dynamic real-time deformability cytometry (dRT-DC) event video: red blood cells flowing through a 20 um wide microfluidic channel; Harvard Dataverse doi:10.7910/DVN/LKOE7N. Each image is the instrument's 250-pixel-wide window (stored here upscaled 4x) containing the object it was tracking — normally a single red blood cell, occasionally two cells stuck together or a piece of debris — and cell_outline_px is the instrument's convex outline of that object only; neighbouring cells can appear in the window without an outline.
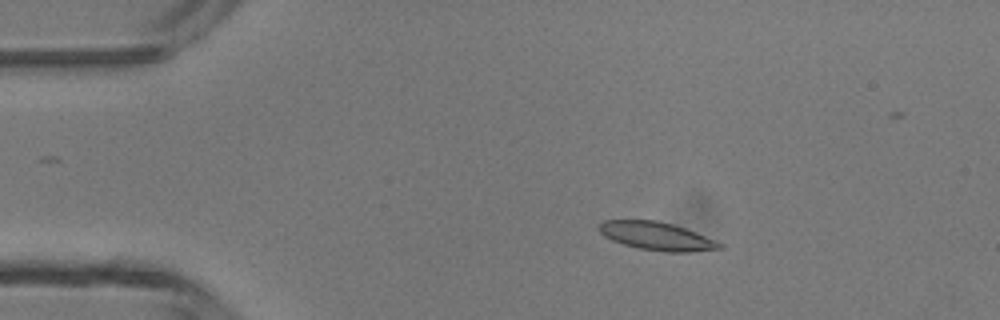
{"species": "common noctule bat (a hibernating species)", "species_latin": "Nyctalus noctula", "temperature_condition": "room temperature", "stored_images_in_passage": 43, "camera_frame_rate_fps": 3000, "um_per_image_px": 0.085, "animal": {"sex": "male", "body_mass_g": 13.3}, "frame": {"image": 1, "passage_image": 9, "time_ms": 2.667, "image_size_px": [1000, 320], "cell_outline_px": [[724, 248], [688, 252], [664, 252], [640, 248], [624, 244], [612, 240], [604, 236], [596, 228], [596, 224], [604, 220], [656, 220], [672, 224], [696, 232], [716, 240], [724, 244]], "centroid_in_image_um": [55.8, 20.06], "position_along_channel_um": 29.2, "area_um2": 19.88}}
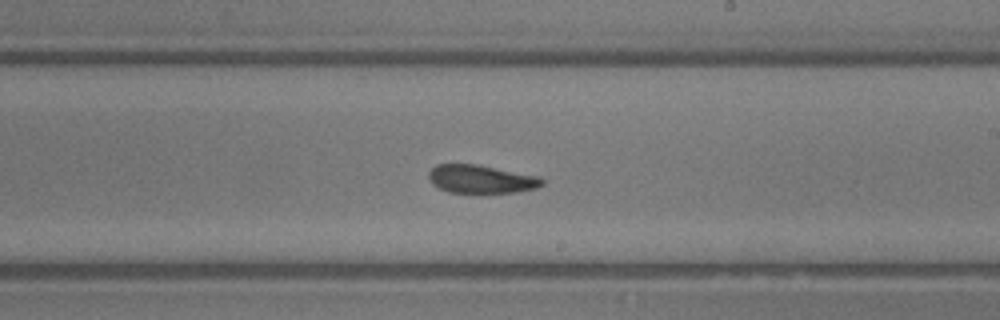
{"frame": {"image": 2, "passage_image": 28, "time_ms": 9.0, "image_size_px": [1000, 320], "cell_outline_px": [[544, 184], [536, 188], [516, 192], [448, 192], [432, 184], [428, 180], [428, 172], [436, 164], [476, 164], [540, 176], [544, 180]], "centroid_in_image_um": [40.89, 15.21], "position_along_channel_um": 248.1, "area_um2": 18.67}}
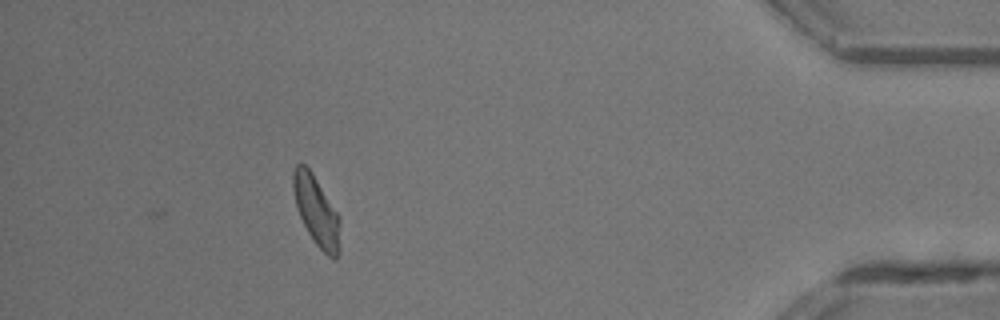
{"frame": {"image": 3, "passage_image": 43, "time_ms": 14.0, "image_size_px": [1000, 320], "cell_outline_px": [[340, 252], [336, 260], [332, 260], [316, 244], [308, 232], [296, 208], [292, 188], [292, 172], [296, 164], [304, 164], [312, 172], [340, 216]], "centroid_in_image_um": [26.91, 17.95], "position_along_channel_um": 408.3, "area_um2": 19.31}, "authors_computed_cell_mechanics": {"area_um2": 19.3052, "velocity_mm_per_s": 4.3478, "shape_relaxation_time_tau1_ms": null, "shape_relaxation_time_tau2_ms": 3.3603, "deformation_change_tau1": null, "deformation_change_tau2": 0.1284}}